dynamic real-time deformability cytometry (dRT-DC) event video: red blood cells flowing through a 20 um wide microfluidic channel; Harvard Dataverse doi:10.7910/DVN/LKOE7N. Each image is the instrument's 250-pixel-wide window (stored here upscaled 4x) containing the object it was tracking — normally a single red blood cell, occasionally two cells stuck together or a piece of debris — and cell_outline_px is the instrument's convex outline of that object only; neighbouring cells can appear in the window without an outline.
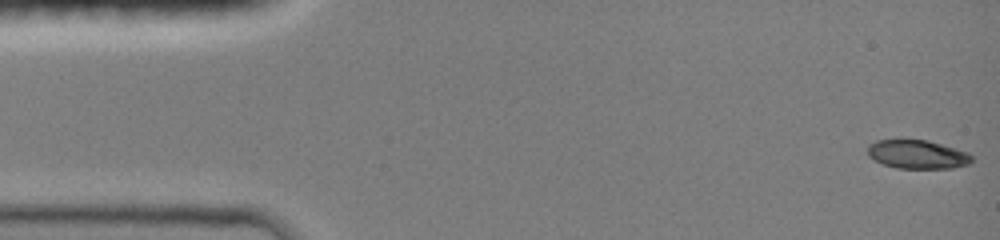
{"species": "common noctule bat (a hibernating species)", "species_latin": "Nyctalus noctula", "temperature_condition": "room temperature", "stored_images_in_passage": 44, "camera_frame_rate_fps": 3000, "um_per_image_px": 0.085, "animal": {"sex": "female", "body_mass_g": 19.0, "forearm_length_mm": 51.5}, "frame": {"image": 1, "passage_image": 1, "time_ms": 0.0, "image_size_px": [1000, 240], "cell_outline_px": [[972, 160], [968, 164], [952, 168], [896, 168], [884, 164], [868, 156], [868, 148], [876, 140], [900, 136], [928, 140], [968, 152], [972, 156]], "centroid_in_image_um": [77.94, 13.07], "position_along_channel_um": 7.1, "area_um2": 17.92}}
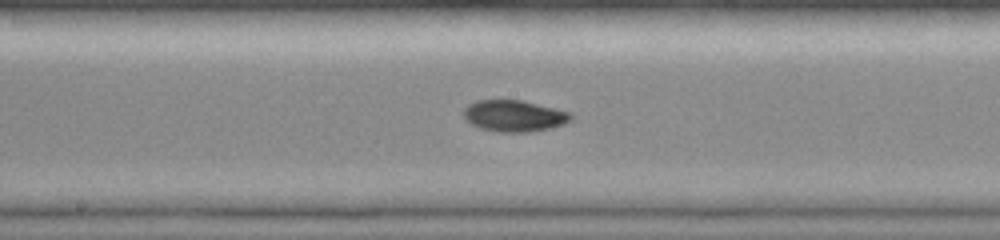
{"frame": {"image": 2, "passage_image": 23, "time_ms": 7.667, "image_size_px": [1000, 240], "cell_outline_px": [[572, 120], [564, 124], [552, 128], [528, 132], [500, 132], [480, 128], [472, 124], [464, 116], [464, 108], [468, 104], [476, 100], [520, 100], [572, 112]], "centroid_in_image_um": [43.73, 9.85], "position_along_channel_um": 204.5, "area_um2": 19.65}}
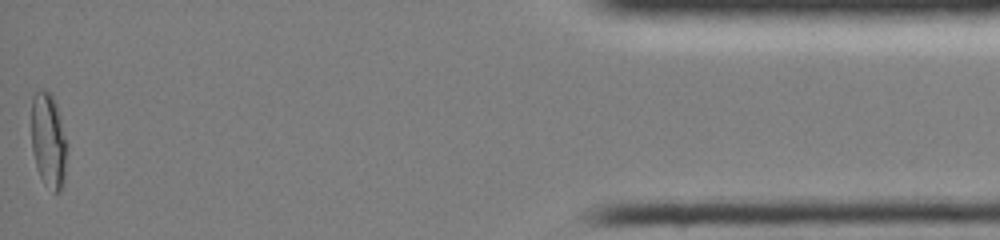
{"frame": {"image": 3, "passage_image": 44, "time_ms": 15.0, "image_size_px": [1000, 240], "cell_outline_px": [[68, 144], [64, 180], [60, 192], [56, 192], [44, 184], [40, 176], [36, 164], [32, 148], [32, 96], [36, 92], [48, 92], [52, 96], [56, 104]], "centroid_in_image_um": [4.14, 11.98], "position_along_channel_um": 431.1, "area_um2": 19.48}, "authors_computed_cell_mechanics": {"area_um2": 18.6405, "velocity_mm_per_s": 4.1581, "shape_relaxation_time_tau1_ms": 4.3365, "shape_relaxation_time_tau2_ms": 2.149, "deformation_change_tau1": 0.2006, "deformation_change_tau2": 0.046}}